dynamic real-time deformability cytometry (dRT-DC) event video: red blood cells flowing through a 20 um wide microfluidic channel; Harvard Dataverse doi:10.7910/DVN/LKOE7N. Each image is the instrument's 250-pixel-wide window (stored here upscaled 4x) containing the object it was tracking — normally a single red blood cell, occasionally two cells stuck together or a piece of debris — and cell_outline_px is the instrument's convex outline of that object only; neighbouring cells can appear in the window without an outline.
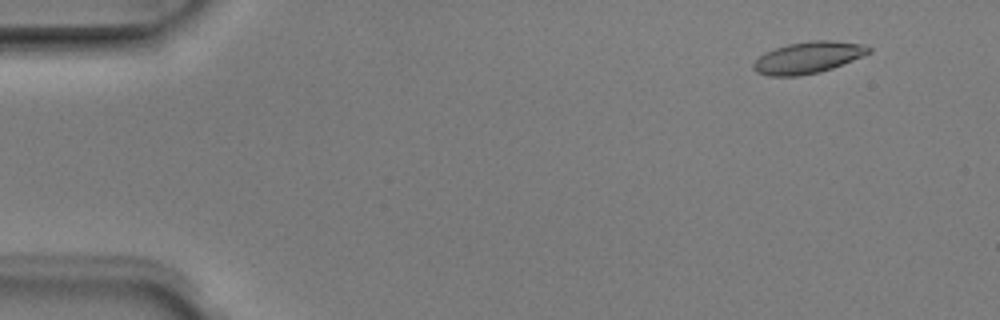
{"species": "Egyptian fruit bat (a non-hibernating species)", "species_latin": "Rousettus aegyptiacus", "temperature_condition": "room temperature", "stored_images_in_passage": 5, "camera_frame_rate_fps": 3000, "um_per_image_px": 0.085, "animal": {"sex": "male"}, "frame": {"image": 1, "passage_image": 2, "time_ms": 0.333, "image_size_px": [1000, 320], "cell_outline_px": [[872, 52], [832, 68], [820, 72], [800, 76], [768, 76], [756, 72], [752, 68], [752, 64], [764, 52], [788, 44], [812, 40], [828, 40], [864, 44], [872, 48]], "centroid_in_image_um": [68.68, 4.89], "position_along_channel_um": 16.3, "area_um2": 21.27}}
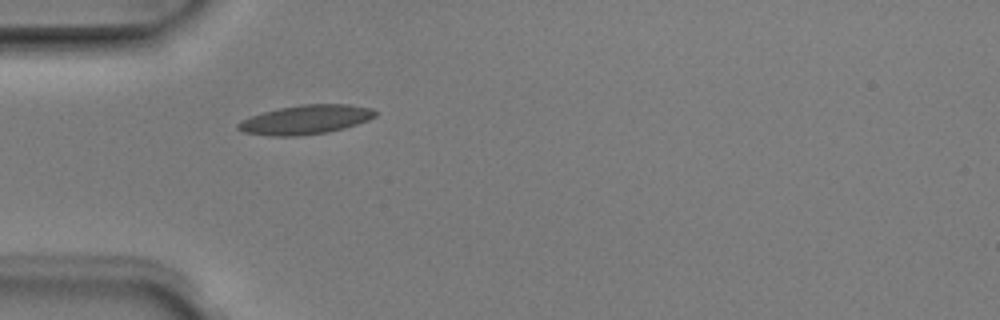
{"frame": {"image": 2, "passage_image": 5, "time_ms": 1.333, "image_size_px": [1000, 320], "cell_outline_px": [[376, 116], [368, 120], [344, 128], [328, 132], [296, 136], [272, 136], [244, 132], [236, 128], [236, 124], [240, 120], [264, 112], [280, 108], [300, 104], [348, 104], [372, 108], [376, 112]], "centroid_in_image_um": [25.98, 10.17], "position_along_channel_um": 59.0, "area_um2": 23.24}}